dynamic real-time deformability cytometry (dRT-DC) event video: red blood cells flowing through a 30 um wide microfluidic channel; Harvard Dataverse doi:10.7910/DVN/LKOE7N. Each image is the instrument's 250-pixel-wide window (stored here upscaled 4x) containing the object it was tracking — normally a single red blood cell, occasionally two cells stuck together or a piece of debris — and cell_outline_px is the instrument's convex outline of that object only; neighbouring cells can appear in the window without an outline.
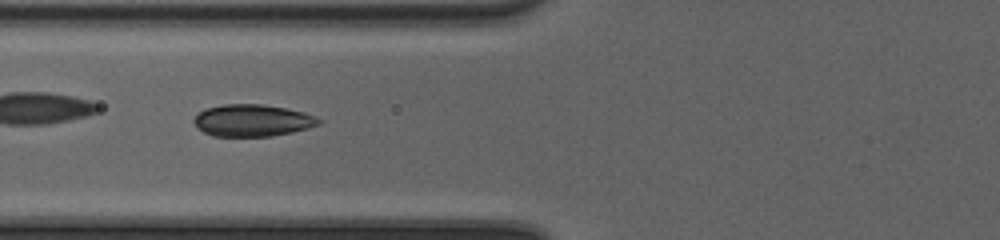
{"species": "common noctule bat (a hibernating species)", "species_latin": "Nyctalus noctula", "temperature_condition": "cold", "stored_images_in_passage": 52, "camera_frame_rate_fps": 3000, "um_per_image_px": 0.085, "animal": {"sex": "female", "body_mass_g": 20.0, "forearm_length_mm": 54.0}, "frame": {"image": 1, "passage_image": 23, "time_ms": 7.333, "image_size_px": [1000, 240], "cell_outline_px": [[324, 120], [320, 124], [308, 128], [292, 132], [272, 136], [212, 136], [196, 128], [192, 120], [200, 112], [208, 108], [224, 104], [264, 104], [304, 112]], "centroid_in_image_um": [21.46, 10.24], "position_along_channel_um": 104.3, "area_um2": 23.29}, "authors_computed_cell_mechanics": {"area_um2": 26.9348, "velocity_mm_per_s": 4.1656, "shape_relaxation_time_tau1_ms": null, "shape_relaxation_time_tau2_ms": 1.759, "deformation_change_tau1": null, "deformation_change_tau2": null}}